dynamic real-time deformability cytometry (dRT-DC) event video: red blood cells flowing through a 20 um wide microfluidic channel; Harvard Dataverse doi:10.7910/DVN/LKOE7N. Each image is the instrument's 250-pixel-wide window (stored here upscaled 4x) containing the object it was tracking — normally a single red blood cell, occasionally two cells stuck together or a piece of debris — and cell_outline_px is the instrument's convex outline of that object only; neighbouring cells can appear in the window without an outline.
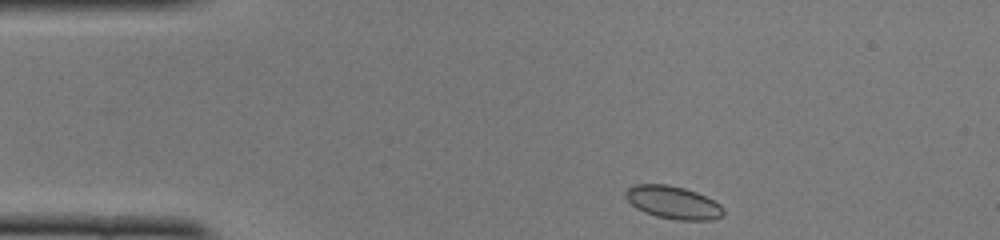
{"species": "common noctule bat (a hibernating species)", "species_latin": "Nyctalus noctula", "temperature_condition": "cold", "stored_images_in_passage": 42, "camera_frame_rate_fps": 3000, "um_per_image_px": 0.085, "animal": {"sex": "female", "body_mass_g": 22.0, "forearm_length_mm": 56.7}, "frame": {"image": 1, "passage_image": 1, "time_ms": 0.0, "image_size_px": [1000, 240], "cell_outline_px": [[724, 212], [720, 216], [712, 220], [676, 220], [656, 216], [644, 212], [636, 208], [624, 196], [624, 192], [632, 184], [668, 184], [684, 188], [696, 192], [720, 204], [724, 208]], "centroid_in_image_um": [57.18, 17.2], "position_along_channel_um": 27.8, "area_um2": 18.73}}
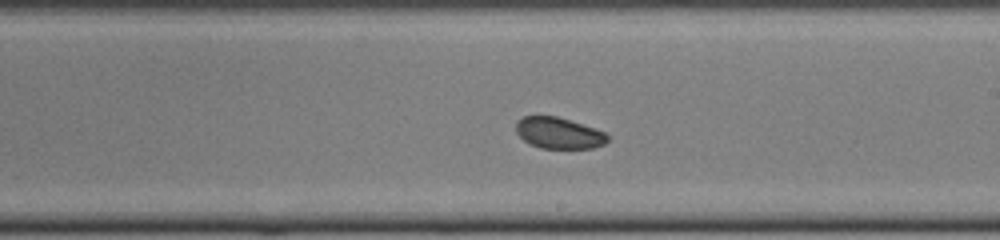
{"frame": {"image": 2, "passage_image": 21, "time_ms": 6.667, "image_size_px": [1000, 240], "cell_outline_px": [[608, 140], [604, 144], [592, 148], [540, 148], [524, 140], [516, 132], [516, 120], [524, 116], [556, 116], [604, 132], [608, 136]], "centroid_in_image_um": [47.46, 11.31], "position_along_channel_um": 241.5, "area_um2": 16.36}}
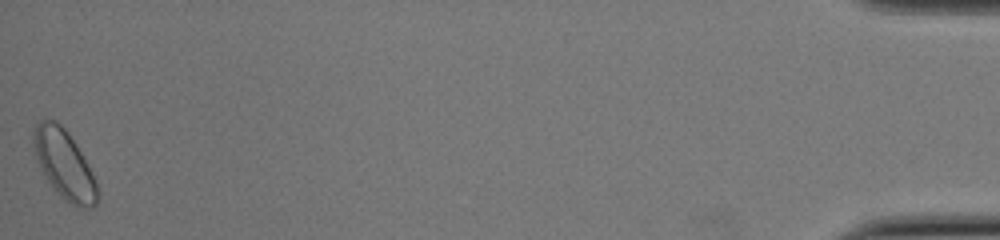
{"frame": {"image": 3, "passage_image": 42, "time_ms": 13.667, "image_size_px": [1000, 240], "cell_outline_px": [[96, 204], [92, 208], [80, 208], [68, 204], [64, 200], [48, 180], [36, 160], [32, 140], [32, 136], [36, 124], [40, 120], [56, 120], [68, 132], [80, 152], [96, 180]], "centroid_in_image_um": [5.44, 13.97], "position_along_channel_um": 429.8, "area_um2": 25.14}, "authors_computed_cell_mechanics": {"area_um2": 17.8024, "velocity_mm_per_s": 4.0428, "shape_relaxation_time_tau1_ms": 2.0066, "shape_relaxation_time_tau2_ms": null, "deformation_change_tau1": 0.0337, "deformation_change_tau2": null}}